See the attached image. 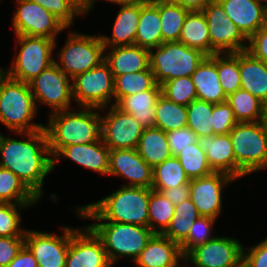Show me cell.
Instances as JSON below:
<instances>
[{"mask_svg":"<svg viewBox=\"0 0 267 267\" xmlns=\"http://www.w3.org/2000/svg\"><path fill=\"white\" fill-rule=\"evenodd\" d=\"M25 140L7 138L0 134V167L10 170L38 198L43 196L44 178L53 171L48 137L45 128L17 132Z\"/></svg>","mask_w":267,"mask_h":267,"instance_id":"6da1fadb","label":"cell"},{"mask_svg":"<svg viewBox=\"0 0 267 267\" xmlns=\"http://www.w3.org/2000/svg\"><path fill=\"white\" fill-rule=\"evenodd\" d=\"M150 189L122 186L101 200L76 208L81 219L111 221L148 227Z\"/></svg>","mask_w":267,"mask_h":267,"instance_id":"7a4b0ae2","label":"cell"},{"mask_svg":"<svg viewBox=\"0 0 267 267\" xmlns=\"http://www.w3.org/2000/svg\"><path fill=\"white\" fill-rule=\"evenodd\" d=\"M81 109L62 110L50 114L44 128L52 158L63 147L94 143L101 138V118L98 112L101 109L94 107H81Z\"/></svg>","mask_w":267,"mask_h":267,"instance_id":"3957f363","label":"cell"},{"mask_svg":"<svg viewBox=\"0 0 267 267\" xmlns=\"http://www.w3.org/2000/svg\"><path fill=\"white\" fill-rule=\"evenodd\" d=\"M37 110L29 83L11 79L0 71V122L15 133L41 130L43 124L31 122Z\"/></svg>","mask_w":267,"mask_h":267,"instance_id":"277c9868","label":"cell"},{"mask_svg":"<svg viewBox=\"0 0 267 267\" xmlns=\"http://www.w3.org/2000/svg\"><path fill=\"white\" fill-rule=\"evenodd\" d=\"M229 136L235 154V179L267 168V130L262 121L237 123Z\"/></svg>","mask_w":267,"mask_h":267,"instance_id":"5b68a950","label":"cell"},{"mask_svg":"<svg viewBox=\"0 0 267 267\" xmlns=\"http://www.w3.org/2000/svg\"><path fill=\"white\" fill-rule=\"evenodd\" d=\"M88 226L102 240L112 266L121 257L135 261L154 234L149 227L128 223L97 221Z\"/></svg>","mask_w":267,"mask_h":267,"instance_id":"8992f818","label":"cell"},{"mask_svg":"<svg viewBox=\"0 0 267 267\" xmlns=\"http://www.w3.org/2000/svg\"><path fill=\"white\" fill-rule=\"evenodd\" d=\"M155 49V52H154ZM207 55L180 41L163 42L149 49L150 69L160 86L171 79L190 76Z\"/></svg>","mask_w":267,"mask_h":267,"instance_id":"52a82bcc","label":"cell"},{"mask_svg":"<svg viewBox=\"0 0 267 267\" xmlns=\"http://www.w3.org/2000/svg\"><path fill=\"white\" fill-rule=\"evenodd\" d=\"M20 50L8 70L1 69L9 78L29 83L54 63L52 53L56 40L47 37L16 35Z\"/></svg>","mask_w":267,"mask_h":267,"instance_id":"ba28073f","label":"cell"},{"mask_svg":"<svg viewBox=\"0 0 267 267\" xmlns=\"http://www.w3.org/2000/svg\"><path fill=\"white\" fill-rule=\"evenodd\" d=\"M104 49L100 36L71 31L64 47L58 53L59 61L54 62L65 75L73 79L103 62Z\"/></svg>","mask_w":267,"mask_h":267,"instance_id":"9c48e42d","label":"cell"},{"mask_svg":"<svg viewBox=\"0 0 267 267\" xmlns=\"http://www.w3.org/2000/svg\"><path fill=\"white\" fill-rule=\"evenodd\" d=\"M73 98L81 107L105 110L113 105L114 77L109 65L103 61L97 67L76 75L72 79Z\"/></svg>","mask_w":267,"mask_h":267,"instance_id":"30bf717a","label":"cell"},{"mask_svg":"<svg viewBox=\"0 0 267 267\" xmlns=\"http://www.w3.org/2000/svg\"><path fill=\"white\" fill-rule=\"evenodd\" d=\"M71 80V81H70ZM36 106L39 101L51 107L50 114L69 110L73 98L72 79L51 64L29 82Z\"/></svg>","mask_w":267,"mask_h":267,"instance_id":"8fae6325","label":"cell"},{"mask_svg":"<svg viewBox=\"0 0 267 267\" xmlns=\"http://www.w3.org/2000/svg\"><path fill=\"white\" fill-rule=\"evenodd\" d=\"M202 13L208 24L211 55L247 50L248 38L227 16L218 1L205 7Z\"/></svg>","mask_w":267,"mask_h":267,"instance_id":"7c38bea8","label":"cell"},{"mask_svg":"<svg viewBox=\"0 0 267 267\" xmlns=\"http://www.w3.org/2000/svg\"><path fill=\"white\" fill-rule=\"evenodd\" d=\"M17 1V10L12 17L16 35L47 37L56 40V36L67 27L52 13L30 0Z\"/></svg>","mask_w":267,"mask_h":267,"instance_id":"4fadbf2b","label":"cell"},{"mask_svg":"<svg viewBox=\"0 0 267 267\" xmlns=\"http://www.w3.org/2000/svg\"><path fill=\"white\" fill-rule=\"evenodd\" d=\"M101 118V139L109 150L136 149L144 131L141 124L115 104Z\"/></svg>","mask_w":267,"mask_h":267,"instance_id":"5bb4252c","label":"cell"},{"mask_svg":"<svg viewBox=\"0 0 267 267\" xmlns=\"http://www.w3.org/2000/svg\"><path fill=\"white\" fill-rule=\"evenodd\" d=\"M244 246L232 237L215 236L192 249L185 257L195 267H235L243 259Z\"/></svg>","mask_w":267,"mask_h":267,"instance_id":"9a60e30c","label":"cell"},{"mask_svg":"<svg viewBox=\"0 0 267 267\" xmlns=\"http://www.w3.org/2000/svg\"><path fill=\"white\" fill-rule=\"evenodd\" d=\"M62 235L26 230L25 246L31 251L38 267H65L71 228L63 227Z\"/></svg>","mask_w":267,"mask_h":267,"instance_id":"2e32d148","label":"cell"},{"mask_svg":"<svg viewBox=\"0 0 267 267\" xmlns=\"http://www.w3.org/2000/svg\"><path fill=\"white\" fill-rule=\"evenodd\" d=\"M65 267H112L102 240L88 225L71 228Z\"/></svg>","mask_w":267,"mask_h":267,"instance_id":"e0dca14e","label":"cell"},{"mask_svg":"<svg viewBox=\"0 0 267 267\" xmlns=\"http://www.w3.org/2000/svg\"><path fill=\"white\" fill-rule=\"evenodd\" d=\"M232 176L223 172H213L207 176L190 180V199L200 216L217 219L222 211V190L233 182Z\"/></svg>","mask_w":267,"mask_h":267,"instance_id":"ac0fdd59","label":"cell"},{"mask_svg":"<svg viewBox=\"0 0 267 267\" xmlns=\"http://www.w3.org/2000/svg\"><path fill=\"white\" fill-rule=\"evenodd\" d=\"M108 175L129 179L124 186L152 188L153 168L136 149L110 150Z\"/></svg>","mask_w":267,"mask_h":267,"instance_id":"d6986e66","label":"cell"},{"mask_svg":"<svg viewBox=\"0 0 267 267\" xmlns=\"http://www.w3.org/2000/svg\"><path fill=\"white\" fill-rule=\"evenodd\" d=\"M227 16L249 39L267 24V8L254 0H217Z\"/></svg>","mask_w":267,"mask_h":267,"instance_id":"ffe728a7","label":"cell"},{"mask_svg":"<svg viewBox=\"0 0 267 267\" xmlns=\"http://www.w3.org/2000/svg\"><path fill=\"white\" fill-rule=\"evenodd\" d=\"M110 150L100 138L98 141L82 145H70L63 147L53 157V170L58 160L69 158L83 167L108 175Z\"/></svg>","mask_w":267,"mask_h":267,"instance_id":"44dd1931","label":"cell"},{"mask_svg":"<svg viewBox=\"0 0 267 267\" xmlns=\"http://www.w3.org/2000/svg\"><path fill=\"white\" fill-rule=\"evenodd\" d=\"M184 261L180 246L163 234L154 233L134 261L139 267H178Z\"/></svg>","mask_w":267,"mask_h":267,"instance_id":"7402d4cb","label":"cell"},{"mask_svg":"<svg viewBox=\"0 0 267 267\" xmlns=\"http://www.w3.org/2000/svg\"><path fill=\"white\" fill-rule=\"evenodd\" d=\"M104 52V61L109 65L113 77L150 68L149 49L131 45L113 47L107 54Z\"/></svg>","mask_w":267,"mask_h":267,"instance_id":"603a6c76","label":"cell"},{"mask_svg":"<svg viewBox=\"0 0 267 267\" xmlns=\"http://www.w3.org/2000/svg\"><path fill=\"white\" fill-rule=\"evenodd\" d=\"M198 143L214 172H223L235 179V154L229 134L199 137Z\"/></svg>","mask_w":267,"mask_h":267,"instance_id":"cb8c5ba5","label":"cell"},{"mask_svg":"<svg viewBox=\"0 0 267 267\" xmlns=\"http://www.w3.org/2000/svg\"><path fill=\"white\" fill-rule=\"evenodd\" d=\"M191 78L196 88L197 99L212 104H219L227 100L218 78L216 54L206 56Z\"/></svg>","mask_w":267,"mask_h":267,"instance_id":"d4e9b609","label":"cell"},{"mask_svg":"<svg viewBox=\"0 0 267 267\" xmlns=\"http://www.w3.org/2000/svg\"><path fill=\"white\" fill-rule=\"evenodd\" d=\"M120 7L114 21L112 36L100 35L105 48L104 51L117 46L135 45L140 16V3Z\"/></svg>","mask_w":267,"mask_h":267,"instance_id":"484cf974","label":"cell"},{"mask_svg":"<svg viewBox=\"0 0 267 267\" xmlns=\"http://www.w3.org/2000/svg\"><path fill=\"white\" fill-rule=\"evenodd\" d=\"M241 89L261 102H267V64L254 58L248 51L239 52Z\"/></svg>","mask_w":267,"mask_h":267,"instance_id":"4316f807","label":"cell"},{"mask_svg":"<svg viewBox=\"0 0 267 267\" xmlns=\"http://www.w3.org/2000/svg\"><path fill=\"white\" fill-rule=\"evenodd\" d=\"M161 93V86L156 84L151 90L123 97L116 106L131 114L143 129L152 128L155 127V105Z\"/></svg>","mask_w":267,"mask_h":267,"instance_id":"83f0119b","label":"cell"},{"mask_svg":"<svg viewBox=\"0 0 267 267\" xmlns=\"http://www.w3.org/2000/svg\"><path fill=\"white\" fill-rule=\"evenodd\" d=\"M160 23L159 0H147L140 3L135 45L146 49L159 47L163 43Z\"/></svg>","mask_w":267,"mask_h":267,"instance_id":"f1b7e54d","label":"cell"},{"mask_svg":"<svg viewBox=\"0 0 267 267\" xmlns=\"http://www.w3.org/2000/svg\"><path fill=\"white\" fill-rule=\"evenodd\" d=\"M136 150L152 168L172 156L166 132L156 127L144 129Z\"/></svg>","mask_w":267,"mask_h":267,"instance_id":"f546056e","label":"cell"},{"mask_svg":"<svg viewBox=\"0 0 267 267\" xmlns=\"http://www.w3.org/2000/svg\"><path fill=\"white\" fill-rule=\"evenodd\" d=\"M179 41L190 48L211 56V44L207 20L202 11L189 12L181 29Z\"/></svg>","mask_w":267,"mask_h":267,"instance_id":"4dcf8cb0","label":"cell"},{"mask_svg":"<svg viewBox=\"0 0 267 267\" xmlns=\"http://www.w3.org/2000/svg\"><path fill=\"white\" fill-rule=\"evenodd\" d=\"M199 216L198 209L189 198L175 206L171 222L162 234L180 246L186 240L193 223Z\"/></svg>","mask_w":267,"mask_h":267,"instance_id":"1f68e13d","label":"cell"},{"mask_svg":"<svg viewBox=\"0 0 267 267\" xmlns=\"http://www.w3.org/2000/svg\"><path fill=\"white\" fill-rule=\"evenodd\" d=\"M189 12L172 0H159L162 42L179 41L182 26Z\"/></svg>","mask_w":267,"mask_h":267,"instance_id":"d6a6232c","label":"cell"},{"mask_svg":"<svg viewBox=\"0 0 267 267\" xmlns=\"http://www.w3.org/2000/svg\"><path fill=\"white\" fill-rule=\"evenodd\" d=\"M187 126V106L169 100L162 93L155 105V127L170 132Z\"/></svg>","mask_w":267,"mask_h":267,"instance_id":"836d02e7","label":"cell"},{"mask_svg":"<svg viewBox=\"0 0 267 267\" xmlns=\"http://www.w3.org/2000/svg\"><path fill=\"white\" fill-rule=\"evenodd\" d=\"M238 123L260 122L263 119L264 103L246 90L238 89L227 96Z\"/></svg>","mask_w":267,"mask_h":267,"instance_id":"e575fe53","label":"cell"},{"mask_svg":"<svg viewBox=\"0 0 267 267\" xmlns=\"http://www.w3.org/2000/svg\"><path fill=\"white\" fill-rule=\"evenodd\" d=\"M185 183H190V179L176 156H171L153 168L152 190L161 192Z\"/></svg>","mask_w":267,"mask_h":267,"instance_id":"d590c367","label":"cell"},{"mask_svg":"<svg viewBox=\"0 0 267 267\" xmlns=\"http://www.w3.org/2000/svg\"><path fill=\"white\" fill-rule=\"evenodd\" d=\"M156 84L154 74L150 68L141 72L115 76L113 102L116 105L123 97L151 90Z\"/></svg>","mask_w":267,"mask_h":267,"instance_id":"8d00e7d4","label":"cell"},{"mask_svg":"<svg viewBox=\"0 0 267 267\" xmlns=\"http://www.w3.org/2000/svg\"><path fill=\"white\" fill-rule=\"evenodd\" d=\"M38 201L14 173L0 167V203L35 204Z\"/></svg>","mask_w":267,"mask_h":267,"instance_id":"74e56055","label":"cell"},{"mask_svg":"<svg viewBox=\"0 0 267 267\" xmlns=\"http://www.w3.org/2000/svg\"><path fill=\"white\" fill-rule=\"evenodd\" d=\"M175 205L171 203L161 192L150 188V200L148 205V227L158 234H162L169 226L174 215Z\"/></svg>","mask_w":267,"mask_h":267,"instance_id":"f35d334b","label":"cell"},{"mask_svg":"<svg viewBox=\"0 0 267 267\" xmlns=\"http://www.w3.org/2000/svg\"><path fill=\"white\" fill-rule=\"evenodd\" d=\"M213 104L195 99L187 106V126L196 134L204 137L214 135Z\"/></svg>","mask_w":267,"mask_h":267,"instance_id":"ab89813d","label":"cell"},{"mask_svg":"<svg viewBox=\"0 0 267 267\" xmlns=\"http://www.w3.org/2000/svg\"><path fill=\"white\" fill-rule=\"evenodd\" d=\"M218 78L226 96L241 88L239 52L216 54Z\"/></svg>","mask_w":267,"mask_h":267,"instance_id":"60d3db41","label":"cell"},{"mask_svg":"<svg viewBox=\"0 0 267 267\" xmlns=\"http://www.w3.org/2000/svg\"><path fill=\"white\" fill-rule=\"evenodd\" d=\"M176 157L190 180L201 178L214 172L208 164L206 153L198 142L182 150Z\"/></svg>","mask_w":267,"mask_h":267,"instance_id":"b9f144b4","label":"cell"},{"mask_svg":"<svg viewBox=\"0 0 267 267\" xmlns=\"http://www.w3.org/2000/svg\"><path fill=\"white\" fill-rule=\"evenodd\" d=\"M162 94L172 102L188 106L197 99V92L190 76L171 79L161 85Z\"/></svg>","mask_w":267,"mask_h":267,"instance_id":"7bdbcfd3","label":"cell"},{"mask_svg":"<svg viewBox=\"0 0 267 267\" xmlns=\"http://www.w3.org/2000/svg\"><path fill=\"white\" fill-rule=\"evenodd\" d=\"M32 205L35 204L0 203V236H25L26 230L20 226L22 219L18 210Z\"/></svg>","mask_w":267,"mask_h":267,"instance_id":"ee69618b","label":"cell"},{"mask_svg":"<svg viewBox=\"0 0 267 267\" xmlns=\"http://www.w3.org/2000/svg\"><path fill=\"white\" fill-rule=\"evenodd\" d=\"M215 221V218L209 216H199L195 220L186 240L180 245L184 257L195 247L205 244L215 237L211 235Z\"/></svg>","mask_w":267,"mask_h":267,"instance_id":"f6af8a7d","label":"cell"},{"mask_svg":"<svg viewBox=\"0 0 267 267\" xmlns=\"http://www.w3.org/2000/svg\"><path fill=\"white\" fill-rule=\"evenodd\" d=\"M57 17L67 28L72 26L75 16L85 15V10L74 0H30Z\"/></svg>","mask_w":267,"mask_h":267,"instance_id":"bcb514c9","label":"cell"},{"mask_svg":"<svg viewBox=\"0 0 267 267\" xmlns=\"http://www.w3.org/2000/svg\"><path fill=\"white\" fill-rule=\"evenodd\" d=\"M213 129L214 135H225L238 123L234 112L227 101L213 104Z\"/></svg>","mask_w":267,"mask_h":267,"instance_id":"7dc6e473","label":"cell"},{"mask_svg":"<svg viewBox=\"0 0 267 267\" xmlns=\"http://www.w3.org/2000/svg\"><path fill=\"white\" fill-rule=\"evenodd\" d=\"M172 156H177L182 150L198 142L196 134L188 127L166 133Z\"/></svg>","mask_w":267,"mask_h":267,"instance_id":"c3c4849f","label":"cell"},{"mask_svg":"<svg viewBox=\"0 0 267 267\" xmlns=\"http://www.w3.org/2000/svg\"><path fill=\"white\" fill-rule=\"evenodd\" d=\"M25 245V236H0V267H7Z\"/></svg>","mask_w":267,"mask_h":267,"instance_id":"681fc988","label":"cell"},{"mask_svg":"<svg viewBox=\"0 0 267 267\" xmlns=\"http://www.w3.org/2000/svg\"><path fill=\"white\" fill-rule=\"evenodd\" d=\"M254 58L267 64V24L259 28L249 39L247 50Z\"/></svg>","mask_w":267,"mask_h":267,"instance_id":"f907efd6","label":"cell"},{"mask_svg":"<svg viewBox=\"0 0 267 267\" xmlns=\"http://www.w3.org/2000/svg\"><path fill=\"white\" fill-rule=\"evenodd\" d=\"M243 259L250 267H267V238L251 247L248 252L244 247Z\"/></svg>","mask_w":267,"mask_h":267,"instance_id":"816d5d0a","label":"cell"},{"mask_svg":"<svg viewBox=\"0 0 267 267\" xmlns=\"http://www.w3.org/2000/svg\"><path fill=\"white\" fill-rule=\"evenodd\" d=\"M161 193L176 206L190 198V183L181 184L176 188L162 190Z\"/></svg>","mask_w":267,"mask_h":267,"instance_id":"f5cc1de1","label":"cell"},{"mask_svg":"<svg viewBox=\"0 0 267 267\" xmlns=\"http://www.w3.org/2000/svg\"><path fill=\"white\" fill-rule=\"evenodd\" d=\"M7 267H38L31 251L24 245Z\"/></svg>","mask_w":267,"mask_h":267,"instance_id":"db71d44e","label":"cell"},{"mask_svg":"<svg viewBox=\"0 0 267 267\" xmlns=\"http://www.w3.org/2000/svg\"><path fill=\"white\" fill-rule=\"evenodd\" d=\"M190 12L202 11L205 7L217 0H172Z\"/></svg>","mask_w":267,"mask_h":267,"instance_id":"11a10c76","label":"cell"},{"mask_svg":"<svg viewBox=\"0 0 267 267\" xmlns=\"http://www.w3.org/2000/svg\"><path fill=\"white\" fill-rule=\"evenodd\" d=\"M105 1L107 2L109 1L115 4H119L121 6H124V5H136V4L145 2L147 0H105ZM94 3H95V0H92L90 7L85 11L86 13H88L89 11L93 9Z\"/></svg>","mask_w":267,"mask_h":267,"instance_id":"9f6ffc18","label":"cell"},{"mask_svg":"<svg viewBox=\"0 0 267 267\" xmlns=\"http://www.w3.org/2000/svg\"><path fill=\"white\" fill-rule=\"evenodd\" d=\"M76 1L85 11L90 7L92 0H74Z\"/></svg>","mask_w":267,"mask_h":267,"instance_id":"6f0895ef","label":"cell"},{"mask_svg":"<svg viewBox=\"0 0 267 267\" xmlns=\"http://www.w3.org/2000/svg\"><path fill=\"white\" fill-rule=\"evenodd\" d=\"M262 123L265 125V128L267 130V102L264 103Z\"/></svg>","mask_w":267,"mask_h":267,"instance_id":"680465c9","label":"cell"},{"mask_svg":"<svg viewBox=\"0 0 267 267\" xmlns=\"http://www.w3.org/2000/svg\"><path fill=\"white\" fill-rule=\"evenodd\" d=\"M235 267H250L244 259H242Z\"/></svg>","mask_w":267,"mask_h":267,"instance_id":"91938a15","label":"cell"},{"mask_svg":"<svg viewBox=\"0 0 267 267\" xmlns=\"http://www.w3.org/2000/svg\"><path fill=\"white\" fill-rule=\"evenodd\" d=\"M257 1L258 3L264 5L267 8V0H254Z\"/></svg>","mask_w":267,"mask_h":267,"instance_id":"94428289","label":"cell"}]
</instances>
